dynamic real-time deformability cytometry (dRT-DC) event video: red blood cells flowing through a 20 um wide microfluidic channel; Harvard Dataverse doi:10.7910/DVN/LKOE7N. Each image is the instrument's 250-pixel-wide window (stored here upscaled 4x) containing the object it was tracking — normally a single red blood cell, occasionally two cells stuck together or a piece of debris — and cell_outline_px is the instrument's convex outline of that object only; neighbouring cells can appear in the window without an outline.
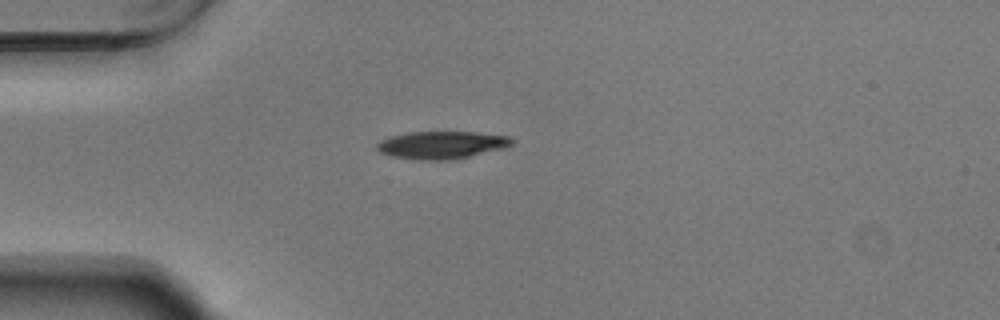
{"species": "Egyptian fruit bat (a non-hibernating species)", "species_latin": "Rousettus aegyptiacus", "temperature_condition": "warm", "stored_images_in_passage": 41, "camera_frame_rate_fps": 3000, "um_per_image_px": 0.085, "animal": {"sex": "male"}, "frame": {"image": 1, "passage_image": 1, "time_ms": 0.0, "image_size_px": [1000, 320], "cell_outline_px": [[516, 140], [512, 144], [504, 148], [452, 160], [420, 160], [392, 156], [380, 152], [376, 148], [376, 144], [380, 140], [388, 136], [408, 132], [476, 132], [512, 136]], "centroid_in_image_um": [37.55, 12.31], "position_along_channel_um": 47.4, "area_um2": 21.91}}
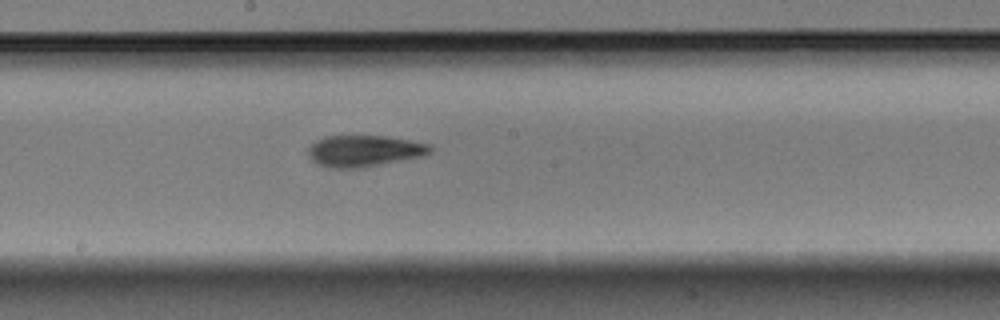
{"frame": {"image": 2, "passage_image": 16, "time_ms": 5.0, "image_size_px": [1000, 320], "cell_outline_px": [[432, 152], [424, 156], [364, 168], [328, 168], [316, 164], [308, 156], [308, 148], [316, 140], [324, 136], [388, 136], [432, 144]], "centroid_in_image_um": [30.98, 12.84], "position_along_channel_um": 217.2, "area_um2": 22.77}}
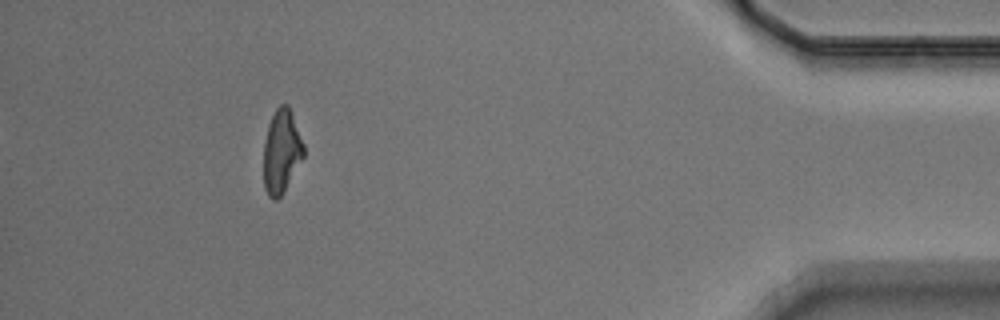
{"frame": {"image": 3, "passage_image": 36, "time_ms": 11.667, "image_size_px": [1000, 320], "cell_outline_px": [[304, 156], [280, 196], [276, 200], [272, 200], [268, 196], [264, 188], [264, 140], [268, 124], [276, 108], [280, 104], [288, 104], [304, 144]], "centroid_in_image_um": [23.91, 12.85], "position_along_channel_um": 411.3, "area_um2": 19.36}, "authors_computed_cell_mechanics": {"area_um2": 21.2704, "velocity_mm_per_s": 3.7232, "shape_relaxation_time_tau1_ms": 5.3446, "shape_relaxation_time_tau2_ms": 3.9973, "deformation_change_tau1": 0.1706, "deformation_change_tau2": 0.1166}}